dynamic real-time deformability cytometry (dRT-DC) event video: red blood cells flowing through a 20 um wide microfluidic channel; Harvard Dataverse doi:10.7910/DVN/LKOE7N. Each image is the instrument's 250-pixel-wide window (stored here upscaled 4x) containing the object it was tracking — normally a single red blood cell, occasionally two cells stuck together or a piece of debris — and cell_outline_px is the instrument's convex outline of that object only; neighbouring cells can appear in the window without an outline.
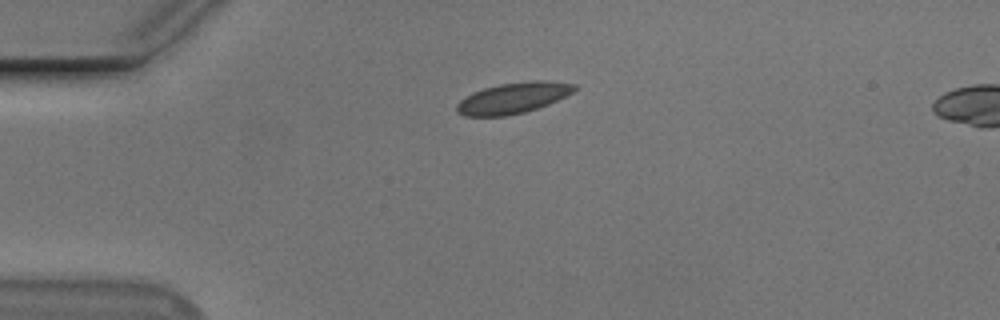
{"species": "Egyptian fruit bat (a non-hibernating species)", "species_latin": "Rousettus aegyptiacus", "temperature_condition": "cold", "stored_images_in_passage": 43, "camera_frame_rate_fps": 3000, "um_per_image_px": 0.085, "animal": {"sex": "male"}, "frame": {"image": 1, "passage_image": 1, "time_ms": 0.0, "image_size_px": [1000, 320], "cell_outline_px": [[576, 88], [572, 92], [548, 104], [524, 112], [504, 116], [464, 116], [456, 112], [456, 104], [460, 100], [472, 92], [484, 88], [500, 84], [532, 80], [540, 80], [576, 84]], "centroid_in_image_um": [43.56, 8.33], "position_along_channel_um": 41.4, "area_um2": 20.98}}
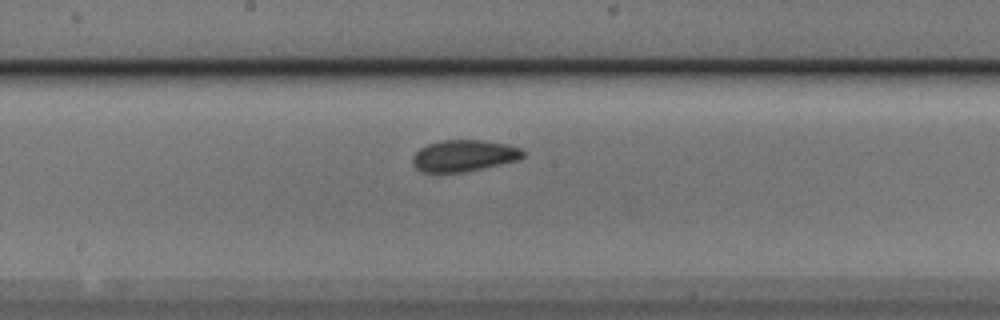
{"frame": {"image": 2, "passage_image": 17, "time_ms": 5.333, "image_size_px": [1000, 320], "cell_outline_px": [[524, 156], [520, 160], [464, 172], [424, 172], [416, 168], [412, 164], [412, 156], [420, 148], [428, 144], [440, 140], [480, 140], [508, 144], [520, 148], [524, 152]], "centroid_in_image_um": [39.44, 13.23], "position_along_channel_um": 208.8, "area_um2": 20.35}}
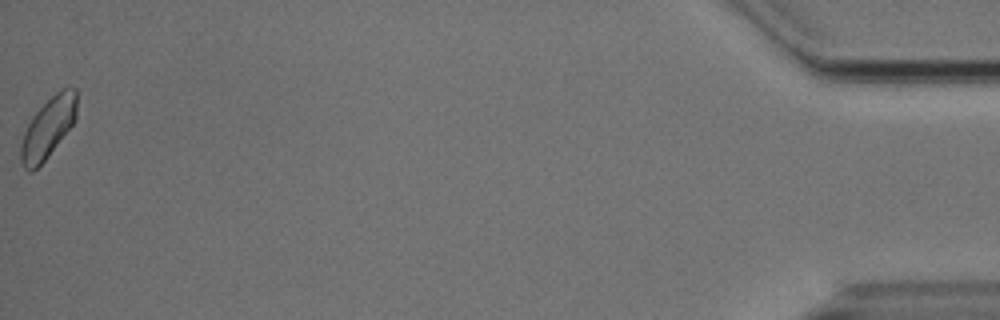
{"frame": {"image": 3, "passage_image": 43, "time_ms": 14.0, "image_size_px": [1000, 320], "cell_outline_px": [[76, 120], [44, 160], [32, 172], [28, 172], [24, 168], [20, 160], [20, 144], [24, 132], [32, 116], [56, 92], [64, 88], [76, 88]], "centroid_in_image_um": [4.06, 10.88], "position_along_channel_um": 431.1, "area_um2": 19.36}, "authors_computed_cell_mechanics": {"area_um2": 20.1144, "velocity_mm_per_s": 3.6905, "shape_relaxation_time_tau1_ms": 3.4434, "shape_relaxation_time_tau2_ms": 2.4153, "deformation_change_tau1": 0.0617, "deformation_change_tau2": 0.0442}}